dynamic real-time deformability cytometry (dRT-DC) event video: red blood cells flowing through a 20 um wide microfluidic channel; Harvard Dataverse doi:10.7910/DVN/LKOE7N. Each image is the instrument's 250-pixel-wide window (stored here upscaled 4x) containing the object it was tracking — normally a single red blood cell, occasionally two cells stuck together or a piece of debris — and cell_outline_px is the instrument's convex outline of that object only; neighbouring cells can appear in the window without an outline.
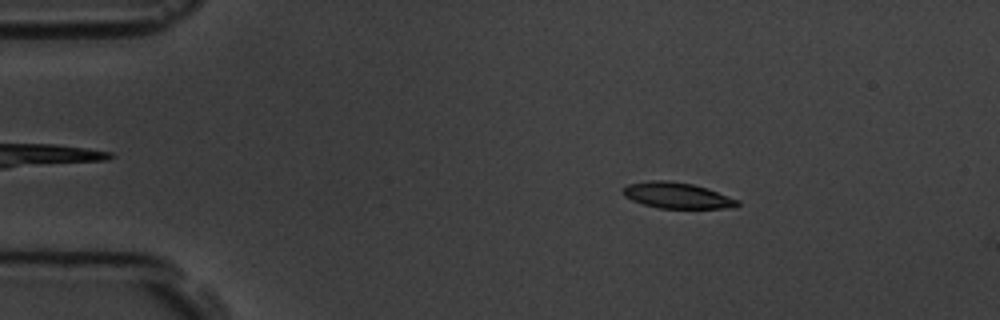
{"species": "common noctule bat (a hibernating species)", "species_latin": "Nyctalus noctula", "temperature_condition": "room temperature", "stored_images_in_passage": 4, "camera_frame_rate_fps": 3000, "um_per_image_px": 0.085, "animal": {"sex": "male", "body_mass_g": 19.5, "forearm_length_mm": 54.6}, "frame": {"image": 1, "passage_image": 2, "time_ms": 1.0, "image_size_px": [1000, 320], "cell_outline_px": [[740, 204], [736, 208], [660, 208], [644, 204], [632, 200], [624, 196], [624, 188], [628, 184], [652, 180], [664, 180], [692, 184], [740, 200]], "centroid_in_image_um": [57.57, 16.62], "position_along_channel_um": 27.4, "area_um2": 16.99}}